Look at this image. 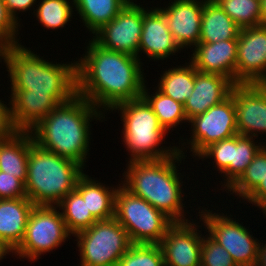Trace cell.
<instances>
[{
  "label": "cell",
  "instance_id": "6da1fadb",
  "mask_svg": "<svg viewBox=\"0 0 266 266\" xmlns=\"http://www.w3.org/2000/svg\"><path fill=\"white\" fill-rule=\"evenodd\" d=\"M85 48V55L77 61L78 95L104 113L142 97L146 81L140 58L105 49L93 39Z\"/></svg>",
  "mask_w": 266,
  "mask_h": 266
},
{
  "label": "cell",
  "instance_id": "7a4b0ae2",
  "mask_svg": "<svg viewBox=\"0 0 266 266\" xmlns=\"http://www.w3.org/2000/svg\"><path fill=\"white\" fill-rule=\"evenodd\" d=\"M102 110L82 96L59 104L30 133L39 147L85 167L90 144V122L105 118Z\"/></svg>",
  "mask_w": 266,
  "mask_h": 266
},
{
  "label": "cell",
  "instance_id": "3957f363",
  "mask_svg": "<svg viewBox=\"0 0 266 266\" xmlns=\"http://www.w3.org/2000/svg\"><path fill=\"white\" fill-rule=\"evenodd\" d=\"M183 149L185 147L179 146L174 155L161 160L128 161L123 173L124 182L121 181L128 191L146 200L173 222L190 221L184 217L183 182L176 165L187 157Z\"/></svg>",
  "mask_w": 266,
  "mask_h": 266
},
{
  "label": "cell",
  "instance_id": "277c9868",
  "mask_svg": "<svg viewBox=\"0 0 266 266\" xmlns=\"http://www.w3.org/2000/svg\"><path fill=\"white\" fill-rule=\"evenodd\" d=\"M2 59L8 69L11 90L54 95L65 103L77 94V61L53 63L44 60L21 43L4 46Z\"/></svg>",
  "mask_w": 266,
  "mask_h": 266
},
{
  "label": "cell",
  "instance_id": "5b68a950",
  "mask_svg": "<svg viewBox=\"0 0 266 266\" xmlns=\"http://www.w3.org/2000/svg\"><path fill=\"white\" fill-rule=\"evenodd\" d=\"M25 191L34 205L56 206L84 174L82 165L33 143L27 161Z\"/></svg>",
  "mask_w": 266,
  "mask_h": 266
},
{
  "label": "cell",
  "instance_id": "8992f818",
  "mask_svg": "<svg viewBox=\"0 0 266 266\" xmlns=\"http://www.w3.org/2000/svg\"><path fill=\"white\" fill-rule=\"evenodd\" d=\"M110 110L120 111L123 143L130 152L129 162L161 160L178 151L176 146H161L167 132L143 97L121 102Z\"/></svg>",
  "mask_w": 266,
  "mask_h": 266
},
{
  "label": "cell",
  "instance_id": "52a82bcc",
  "mask_svg": "<svg viewBox=\"0 0 266 266\" xmlns=\"http://www.w3.org/2000/svg\"><path fill=\"white\" fill-rule=\"evenodd\" d=\"M114 218L126 229L132 244H159L174 223L121 184L115 195Z\"/></svg>",
  "mask_w": 266,
  "mask_h": 266
},
{
  "label": "cell",
  "instance_id": "ba28073f",
  "mask_svg": "<svg viewBox=\"0 0 266 266\" xmlns=\"http://www.w3.org/2000/svg\"><path fill=\"white\" fill-rule=\"evenodd\" d=\"M74 237L81 256L78 266H117L132 245L126 229L114 217L99 220Z\"/></svg>",
  "mask_w": 266,
  "mask_h": 266
},
{
  "label": "cell",
  "instance_id": "9c48e42d",
  "mask_svg": "<svg viewBox=\"0 0 266 266\" xmlns=\"http://www.w3.org/2000/svg\"><path fill=\"white\" fill-rule=\"evenodd\" d=\"M70 236L57 206L35 205L27 221L25 236L14 255L34 262L42 254L61 247Z\"/></svg>",
  "mask_w": 266,
  "mask_h": 266
},
{
  "label": "cell",
  "instance_id": "30bf717a",
  "mask_svg": "<svg viewBox=\"0 0 266 266\" xmlns=\"http://www.w3.org/2000/svg\"><path fill=\"white\" fill-rule=\"evenodd\" d=\"M200 221L205 226L208 235L223 246L231 255L238 266H255L258 260V247L260 241L250 234L238 220L220 213L199 210Z\"/></svg>",
  "mask_w": 266,
  "mask_h": 266
},
{
  "label": "cell",
  "instance_id": "8fae6325",
  "mask_svg": "<svg viewBox=\"0 0 266 266\" xmlns=\"http://www.w3.org/2000/svg\"><path fill=\"white\" fill-rule=\"evenodd\" d=\"M191 123V137L187 142L193 156L198 157L211 144L238 134L236 110L232 95L209 108L205 113L188 120Z\"/></svg>",
  "mask_w": 266,
  "mask_h": 266
},
{
  "label": "cell",
  "instance_id": "7c38bea8",
  "mask_svg": "<svg viewBox=\"0 0 266 266\" xmlns=\"http://www.w3.org/2000/svg\"><path fill=\"white\" fill-rule=\"evenodd\" d=\"M253 137L236 134L233 137L223 139L211 144L197 158H213V164L217 171L223 174L224 188L227 190L241 177L255 155L263 147ZM258 143V144H256ZM225 174V175H224Z\"/></svg>",
  "mask_w": 266,
  "mask_h": 266
},
{
  "label": "cell",
  "instance_id": "4fadbf2b",
  "mask_svg": "<svg viewBox=\"0 0 266 266\" xmlns=\"http://www.w3.org/2000/svg\"><path fill=\"white\" fill-rule=\"evenodd\" d=\"M142 5L130 0L114 19L93 34L92 39L105 49L138 58L143 27Z\"/></svg>",
  "mask_w": 266,
  "mask_h": 266
},
{
  "label": "cell",
  "instance_id": "5bb4252c",
  "mask_svg": "<svg viewBox=\"0 0 266 266\" xmlns=\"http://www.w3.org/2000/svg\"><path fill=\"white\" fill-rule=\"evenodd\" d=\"M236 53V84L266 83V25L241 29Z\"/></svg>",
  "mask_w": 266,
  "mask_h": 266
},
{
  "label": "cell",
  "instance_id": "9a60e30c",
  "mask_svg": "<svg viewBox=\"0 0 266 266\" xmlns=\"http://www.w3.org/2000/svg\"><path fill=\"white\" fill-rule=\"evenodd\" d=\"M230 94L238 134L258 138L261 132L266 133V83L234 84Z\"/></svg>",
  "mask_w": 266,
  "mask_h": 266
},
{
  "label": "cell",
  "instance_id": "2e32d148",
  "mask_svg": "<svg viewBox=\"0 0 266 266\" xmlns=\"http://www.w3.org/2000/svg\"><path fill=\"white\" fill-rule=\"evenodd\" d=\"M195 222H174L159 243L165 266H200L203 235Z\"/></svg>",
  "mask_w": 266,
  "mask_h": 266
},
{
  "label": "cell",
  "instance_id": "e0dca14e",
  "mask_svg": "<svg viewBox=\"0 0 266 266\" xmlns=\"http://www.w3.org/2000/svg\"><path fill=\"white\" fill-rule=\"evenodd\" d=\"M203 5L204 0H174L165 8L157 7L181 49L195 47L199 43Z\"/></svg>",
  "mask_w": 266,
  "mask_h": 266
},
{
  "label": "cell",
  "instance_id": "ac0fdd59",
  "mask_svg": "<svg viewBox=\"0 0 266 266\" xmlns=\"http://www.w3.org/2000/svg\"><path fill=\"white\" fill-rule=\"evenodd\" d=\"M181 48L171 34L167 20L157 7L150 10L143 7V27L138 49V58L141 51L148 58L165 60L175 55ZM174 53V54H173Z\"/></svg>",
  "mask_w": 266,
  "mask_h": 266
},
{
  "label": "cell",
  "instance_id": "d6986e66",
  "mask_svg": "<svg viewBox=\"0 0 266 266\" xmlns=\"http://www.w3.org/2000/svg\"><path fill=\"white\" fill-rule=\"evenodd\" d=\"M190 62L203 73L218 74L236 84L237 40L198 43Z\"/></svg>",
  "mask_w": 266,
  "mask_h": 266
},
{
  "label": "cell",
  "instance_id": "ffe728a7",
  "mask_svg": "<svg viewBox=\"0 0 266 266\" xmlns=\"http://www.w3.org/2000/svg\"><path fill=\"white\" fill-rule=\"evenodd\" d=\"M9 106L17 131H30L61 102L54 95L31 94L28 90H11Z\"/></svg>",
  "mask_w": 266,
  "mask_h": 266
},
{
  "label": "cell",
  "instance_id": "44dd1931",
  "mask_svg": "<svg viewBox=\"0 0 266 266\" xmlns=\"http://www.w3.org/2000/svg\"><path fill=\"white\" fill-rule=\"evenodd\" d=\"M233 85L224 76L197 71L193 92L184 104L187 120L205 113L209 108L226 99L230 95Z\"/></svg>",
  "mask_w": 266,
  "mask_h": 266
},
{
  "label": "cell",
  "instance_id": "7402d4cb",
  "mask_svg": "<svg viewBox=\"0 0 266 266\" xmlns=\"http://www.w3.org/2000/svg\"><path fill=\"white\" fill-rule=\"evenodd\" d=\"M34 204L28 197L0 199V239L15 250L22 242Z\"/></svg>",
  "mask_w": 266,
  "mask_h": 266
},
{
  "label": "cell",
  "instance_id": "603a6c76",
  "mask_svg": "<svg viewBox=\"0 0 266 266\" xmlns=\"http://www.w3.org/2000/svg\"><path fill=\"white\" fill-rule=\"evenodd\" d=\"M34 143L30 131H16L10 138L0 142V171L21 180L27 179L29 149Z\"/></svg>",
  "mask_w": 266,
  "mask_h": 266
},
{
  "label": "cell",
  "instance_id": "cb8c5ba5",
  "mask_svg": "<svg viewBox=\"0 0 266 266\" xmlns=\"http://www.w3.org/2000/svg\"><path fill=\"white\" fill-rule=\"evenodd\" d=\"M241 28L214 0H204L199 43L237 40Z\"/></svg>",
  "mask_w": 266,
  "mask_h": 266
},
{
  "label": "cell",
  "instance_id": "d4e9b609",
  "mask_svg": "<svg viewBox=\"0 0 266 266\" xmlns=\"http://www.w3.org/2000/svg\"><path fill=\"white\" fill-rule=\"evenodd\" d=\"M75 189L86 199V206L93 217L99 220H107L114 217L115 195L118 189L115 186L110 188L98 180L92 179L87 174H83Z\"/></svg>",
  "mask_w": 266,
  "mask_h": 266
},
{
  "label": "cell",
  "instance_id": "484cf974",
  "mask_svg": "<svg viewBox=\"0 0 266 266\" xmlns=\"http://www.w3.org/2000/svg\"><path fill=\"white\" fill-rule=\"evenodd\" d=\"M84 26L94 34L114 19L130 0H73Z\"/></svg>",
  "mask_w": 266,
  "mask_h": 266
},
{
  "label": "cell",
  "instance_id": "4316f807",
  "mask_svg": "<svg viewBox=\"0 0 266 266\" xmlns=\"http://www.w3.org/2000/svg\"><path fill=\"white\" fill-rule=\"evenodd\" d=\"M197 71L190 61L183 66L169 68L161 75L156 88L184 105L193 92Z\"/></svg>",
  "mask_w": 266,
  "mask_h": 266
},
{
  "label": "cell",
  "instance_id": "83f0119b",
  "mask_svg": "<svg viewBox=\"0 0 266 266\" xmlns=\"http://www.w3.org/2000/svg\"><path fill=\"white\" fill-rule=\"evenodd\" d=\"M65 221L68 232L74 236L97 222L86 206V199L74 189L68 193L57 205Z\"/></svg>",
  "mask_w": 266,
  "mask_h": 266
},
{
  "label": "cell",
  "instance_id": "f1b7e54d",
  "mask_svg": "<svg viewBox=\"0 0 266 266\" xmlns=\"http://www.w3.org/2000/svg\"><path fill=\"white\" fill-rule=\"evenodd\" d=\"M144 85L142 97L152 108L154 114L158 117L160 125L166 132H170L171 128H175L177 125L188 122L185 113L184 105L180 102L175 101L173 98L166 96L158 89L154 94L150 95ZM168 130V131H167Z\"/></svg>",
  "mask_w": 266,
  "mask_h": 266
},
{
  "label": "cell",
  "instance_id": "f546056e",
  "mask_svg": "<svg viewBox=\"0 0 266 266\" xmlns=\"http://www.w3.org/2000/svg\"><path fill=\"white\" fill-rule=\"evenodd\" d=\"M36 10L33 11L34 16L43 27L47 29L57 30L65 27L71 21L74 12L73 0H40ZM71 3H70V2ZM72 4V5H71ZM36 11V12H35Z\"/></svg>",
  "mask_w": 266,
  "mask_h": 266
},
{
  "label": "cell",
  "instance_id": "4dcf8cb0",
  "mask_svg": "<svg viewBox=\"0 0 266 266\" xmlns=\"http://www.w3.org/2000/svg\"><path fill=\"white\" fill-rule=\"evenodd\" d=\"M266 177V144L258 151L241 177L227 190L246 199ZM230 191V192H229ZM232 192V193H231Z\"/></svg>",
  "mask_w": 266,
  "mask_h": 266
},
{
  "label": "cell",
  "instance_id": "1f68e13d",
  "mask_svg": "<svg viewBox=\"0 0 266 266\" xmlns=\"http://www.w3.org/2000/svg\"><path fill=\"white\" fill-rule=\"evenodd\" d=\"M241 28L260 26L261 6L259 0H214Z\"/></svg>",
  "mask_w": 266,
  "mask_h": 266
},
{
  "label": "cell",
  "instance_id": "d6a6232c",
  "mask_svg": "<svg viewBox=\"0 0 266 266\" xmlns=\"http://www.w3.org/2000/svg\"><path fill=\"white\" fill-rule=\"evenodd\" d=\"M117 266H165L159 244H132Z\"/></svg>",
  "mask_w": 266,
  "mask_h": 266
},
{
  "label": "cell",
  "instance_id": "836d02e7",
  "mask_svg": "<svg viewBox=\"0 0 266 266\" xmlns=\"http://www.w3.org/2000/svg\"><path fill=\"white\" fill-rule=\"evenodd\" d=\"M200 266H238L230 253L208 234L203 235Z\"/></svg>",
  "mask_w": 266,
  "mask_h": 266
},
{
  "label": "cell",
  "instance_id": "e575fe53",
  "mask_svg": "<svg viewBox=\"0 0 266 266\" xmlns=\"http://www.w3.org/2000/svg\"><path fill=\"white\" fill-rule=\"evenodd\" d=\"M20 25L9 14L4 1L0 0V43L3 46L19 44L17 32Z\"/></svg>",
  "mask_w": 266,
  "mask_h": 266
},
{
  "label": "cell",
  "instance_id": "d590c367",
  "mask_svg": "<svg viewBox=\"0 0 266 266\" xmlns=\"http://www.w3.org/2000/svg\"><path fill=\"white\" fill-rule=\"evenodd\" d=\"M27 197L25 184L6 172L0 171V199Z\"/></svg>",
  "mask_w": 266,
  "mask_h": 266
},
{
  "label": "cell",
  "instance_id": "8d00e7d4",
  "mask_svg": "<svg viewBox=\"0 0 266 266\" xmlns=\"http://www.w3.org/2000/svg\"><path fill=\"white\" fill-rule=\"evenodd\" d=\"M17 130L11 119V109L0 100V142L10 138Z\"/></svg>",
  "mask_w": 266,
  "mask_h": 266
},
{
  "label": "cell",
  "instance_id": "74e56055",
  "mask_svg": "<svg viewBox=\"0 0 266 266\" xmlns=\"http://www.w3.org/2000/svg\"><path fill=\"white\" fill-rule=\"evenodd\" d=\"M3 1L9 14L13 17L15 21H17L20 24L21 19H19V17L16 15H18L19 12L28 11V9L31 10V7L35 9L34 6L36 5L37 0H3Z\"/></svg>",
  "mask_w": 266,
  "mask_h": 266
},
{
  "label": "cell",
  "instance_id": "f35d334b",
  "mask_svg": "<svg viewBox=\"0 0 266 266\" xmlns=\"http://www.w3.org/2000/svg\"><path fill=\"white\" fill-rule=\"evenodd\" d=\"M266 197V177L260 185L245 199L252 205H258Z\"/></svg>",
  "mask_w": 266,
  "mask_h": 266
},
{
  "label": "cell",
  "instance_id": "ab89813d",
  "mask_svg": "<svg viewBox=\"0 0 266 266\" xmlns=\"http://www.w3.org/2000/svg\"><path fill=\"white\" fill-rule=\"evenodd\" d=\"M255 266H266V244L261 242L259 243L258 260Z\"/></svg>",
  "mask_w": 266,
  "mask_h": 266
},
{
  "label": "cell",
  "instance_id": "60d3db41",
  "mask_svg": "<svg viewBox=\"0 0 266 266\" xmlns=\"http://www.w3.org/2000/svg\"><path fill=\"white\" fill-rule=\"evenodd\" d=\"M9 253H14V250L0 239V260L4 259V256H7Z\"/></svg>",
  "mask_w": 266,
  "mask_h": 266
},
{
  "label": "cell",
  "instance_id": "b9f144b4",
  "mask_svg": "<svg viewBox=\"0 0 266 266\" xmlns=\"http://www.w3.org/2000/svg\"><path fill=\"white\" fill-rule=\"evenodd\" d=\"M260 6H261V24L266 25V0H261Z\"/></svg>",
  "mask_w": 266,
  "mask_h": 266
},
{
  "label": "cell",
  "instance_id": "7bdbcfd3",
  "mask_svg": "<svg viewBox=\"0 0 266 266\" xmlns=\"http://www.w3.org/2000/svg\"><path fill=\"white\" fill-rule=\"evenodd\" d=\"M257 207L261 210L263 214L266 215V197L257 205Z\"/></svg>",
  "mask_w": 266,
  "mask_h": 266
},
{
  "label": "cell",
  "instance_id": "ee69618b",
  "mask_svg": "<svg viewBox=\"0 0 266 266\" xmlns=\"http://www.w3.org/2000/svg\"><path fill=\"white\" fill-rule=\"evenodd\" d=\"M4 46L0 43V60L2 59V52H3ZM2 62V61H0Z\"/></svg>",
  "mask_w": 266,
  "mask_h": 266
}]
</instances>
